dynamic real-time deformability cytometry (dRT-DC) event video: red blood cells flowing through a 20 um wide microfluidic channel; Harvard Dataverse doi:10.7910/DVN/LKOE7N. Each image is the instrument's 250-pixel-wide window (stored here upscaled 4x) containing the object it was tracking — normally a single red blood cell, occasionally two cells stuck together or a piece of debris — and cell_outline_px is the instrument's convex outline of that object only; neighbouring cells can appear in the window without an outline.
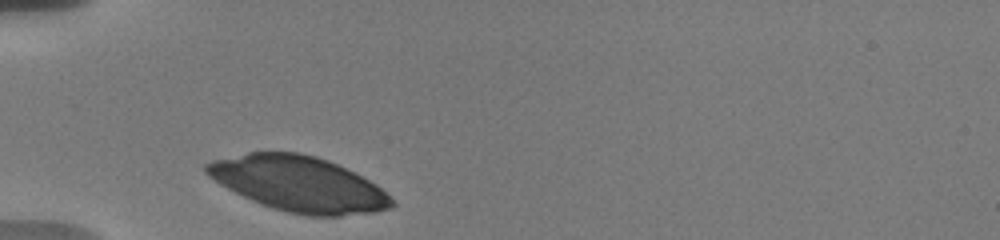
{"species": "human", "species_latin": "Homo sapiens", "temperature_condition": "warm", "stored_images_in_passage": 31, "camera_frame_rate_fps": 3000, "um_per_image_px": 0.085, "donor": {"sex": "male"}, "frame": {"image": 1, "passage_image": 1, "time_ms": 0.0, "image_size_px": [1000, 240], "cell_outline_px": [[396, 204], [392, 208], [376, 212], [340, 216], [308, 216], [288, 212], [272, 208], [260, 204], [220, 184], [208, 176], [204, 172], [204, 164], [212, 160], [248, 152], [300, 152], [316, 156], [328, 160], [376, 184]], "centroid_in_image_um": [25.37, 15.63], "position_along_channel_um": 59.6, "area_um2": 59.36}}
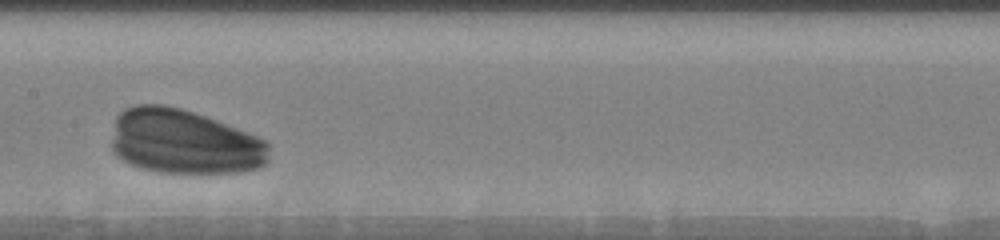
{"frame": {"image": 2, "passage_image": 13, "time_ms": 4.0, "image_size_px": [1000, 240], "cell_outline_px": [[268, 160], [260, 168], [244, 172], [160, 172], [140, 168], [116, 156], [112, 152], [112, 140], [116, 116], [124, 108], [136, 104], [164, 104], [180, 108], [216, 120], [256, 136], [264, 140], [268, 144]], "centroid_in_image_um": [15.62, 12.05], "position_along_channel_um": 191.8, "area_um2": 59.25}}
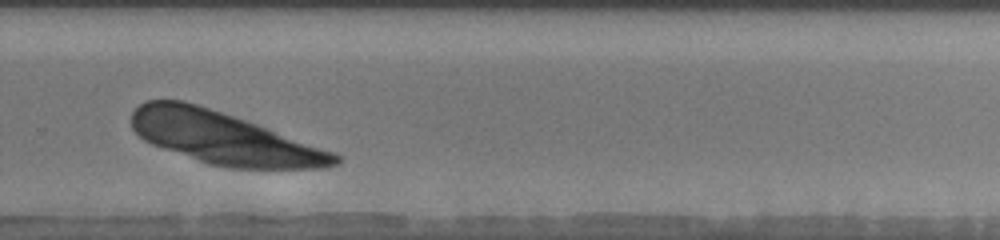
{"frame": {"image": 3, "passage_image": 23, "time_ms": 7.333, "image_size_px": [1000, 240], "cell_outline_px": [[340, 164], [328, 168], [228, 168], [208, 164], [152, 144], [144, 140], [132, 128], [132, 112], [144, 100], [184, 100], [256, 124], [336, 152], [340, 156]], "centroid_in_image_um": [19.03, 11.75], "position_along_channel_um": 310.8, "area_um2": 61.33}}